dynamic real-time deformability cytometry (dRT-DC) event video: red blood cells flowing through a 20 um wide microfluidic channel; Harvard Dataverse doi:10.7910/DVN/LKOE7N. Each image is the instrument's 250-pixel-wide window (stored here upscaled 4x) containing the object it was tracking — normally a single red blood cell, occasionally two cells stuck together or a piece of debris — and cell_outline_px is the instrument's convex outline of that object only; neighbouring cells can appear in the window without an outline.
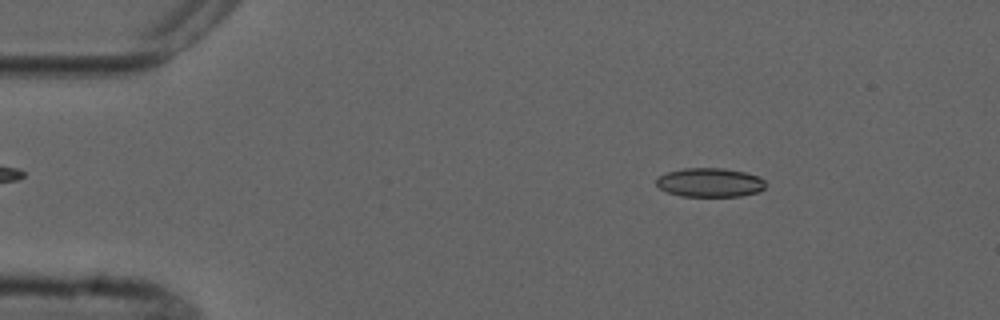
{"species": "common noctule bat (a hibernating species)", "species_latin": "Nyctalus noctula", "temperature_condition": "cold", "stored_images_in_passage": 4, "camera_frame_rate_fps": 3000, "um_per_image_px": 0.085, "animal": {"sex": "male", "forearm_length_mm": 52.5}, "frame": {"image": 1, "passage_image": 2, "time_ms": 1.333, "image_size_px": [1000, 320], "cell_outline_px": [[764, 188], [760, 192], [740, 196], [680, 196], [668, 192], [660, 188], [656, 184], [656, 180], [660, 176], [668, 172], [684, 168], [724, 168], [744, 172], [756, 176], [764, 180]], "centroid_in_image_um": [60.34, 15.51], "position_along_channel_um": 24.7, "area_um2": 18.32}}